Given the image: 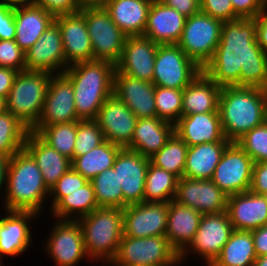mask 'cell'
<instances>
[{
    "label": "cell",
    "instance_id": "obj_1",
    "mask_svg": "<svg viewBox=\"0 0 267 266\" xmlns=\"http://www.w3.org/2000/svg\"><path fill=\"white\" fill-rule=\"evenodd\" d=\"M257 18L223 22L220 42L202 71L218 86L267 90V53L257 41Z\"/></svg>",
    "mask_w": 267,
    "mask_h": 266
},
{
    "label": "cell",
    "instance_id": "obj_2",
    "mask_svg": "<svg viewBox=\"0 0 267 266\" xmlns=\"http://www.w3.org/2000/svg\"><path fill=\"white\" fill-rule=\"evenodd\" d=\"M219 113L224 136L236 142L267 121V90L259 87H221Z\"/></svg>",
    "mask_w": 267,
    "mask_h": 266
},
{
    "label": "cell",
    "instance_id": "obj_3",
    "mask_svg": "<svg viewBox=\"0 0 267 266\" xmlns=\"http://www.w3.org/2000/svg\"><path fill=\"white\" fill-rule=\"evenodd\" d=\"M50 189L33 157L25 150L15 153L9 161L3 209L31 211L41 216Z\"/></svg>",
    "mask_w": 267,
    "mask_h": 266
},
{
    "label": "cell",
    "instance_id": "obj_4",
    "mask_svg": "<svg viewBox=\"0 0 267 266\" xmlns=\"http://www.w3.org/2000/svg\"><path fill=\"white\" fill-rule=\"evenodd\" d=\"M115 65L108 61L79 62L63 74L71 81L77 116L96 119L105 100L113 94Z\"/></svg>",
    "mask_w": 267,
    "mask_h": 266
},
{
    "label": "cell",
    "instance_id": "obj_5",
    "mask_svg": "<svg viewBox=\"0 0 267 266\" xmlns=\"http://www.w3.org/2000/svg\"><path fill=\"white\" fill-rule=\"evenodd\" d=\"M76 221L90 261L111 263L123 237V208L99 207Z\"/></svg>",
    "mask_w": 267,
    "mask_h": 266
},
{
    "label": "cell",
    "instance_id": "obj_6",
    "mask_svg": "<svg viewBox=\"0 0 267 266\" xmlns=\"http://www.w3.org/2000/svg\"><path fill=\"white\" fill-rule=\"evenodd\" d=\"M52 74L22 70L17 73L6 97V109L31 130L40 118Z\"/></svg>",
    "mask_w": 267,
    "mask_h": 266
},
{
    "label": "cell",
    "instance_id": "obj_7",
    "mask_svg": "<svg viewBox=\"0 0 267 266\" xmlns=\"http://www.w3.org/2000/svg\"><path fill=\"white\" fill-rule=\"evenodd\" d=\"M109 266H179V254L165 235L154 237L123 236Z\"/></svg>",
    "mask_w": 267,
    "mask_h": 266
},
{
    "label": "cell",
    "instance_id": "obj_8",
    "mask_svg": "<svg viewBox=\"0 0 267 266\" xmlns=\"http://www.w3.org/2000/svg\"><path fill=\"white\" fill-rule=\"evenodd\" d=\"M80 12L85 17L94 60L116 65L121 58L127 36L111 20L104 6L83 7Z\"/></svg>",
    "mask_w": 267,
    "mask_h": 266
},
{
    "label": "cell",
    "instance_id": "obj_9",
    "mask_svg": "<svg viewBox=\"0 0 267 266\" xmlns=\"http://www.w3.org/2000/svg\"><path fill=\"white\" fill-rule=\"evenodd\" d=\"M222 25V21L202 12L187 17L177 45L203 68L214 56Z\"/></svg>",
    "mask_w": 267,
    "mask_h": 266
},
{
    "label": "cell",
    "instance_id": "obj_10",
    "mask_svg": "<svg viewBox=\"0 0 267 266\" xmlns=\"http://www.w3.org/2000/svg\"><path fill=\"white\" fill-rule=\"evenodd\" d=\"M234 231L226 211L202 215L199 227L190 244L179 254V262L183 264L188 254L200 257L210 266L220 255L223 246ZM189 252V253H188Z\"/></svg>",
    "mask_w": 267,
    "mask_h": 266
},
{
    "label": "cell",
    "instance_id": "obj_11",
    "mask_svg": "<svg viewBox=\"0 0 267 266\" xmlns=\"http://www.w3.org/2000/svg\"><path fill=\"white\" fill-rule=\"evenodd\" d=\"M153 70L155 86L182 90L202 72L177 44L158 45Z\"/></svg>",
    "mask_w": 267,
    "mask_h": 266
},
{
    "label": "cell",
    "instance_id": "obj_12",
    "mask_svg": "<svg viewBox=\"0 0 267 266\" xmlns=\"http://www.w3.org/2000/svg\"><path fill=\"white\" fill-rule=\"evenodd\" d=\"M254 161L236 143L232 142L224 151L216 166L212 181L227 196L250 190Z\"/></svg>",
    "mask_w": 267,
    "mask_h": 266
},
{
    "label": "cell",
    "instance_id": "obj_13",
    "mask_svg": "<svg viewBox=\"0 0 267 266\" xmlns=\"http://www.w3.org/2000/svg\"><path fill=\"white\" fill-rule=\"evenodd\" d=\"M55 221L47 241L43 242L45 253L55 266H77L85 258L89 261L79 223L73 220Z\"/></svg>",
    "mask_w": 267,
    "mask_h": 266
},
{
    "label": "cell",
    "instance_id": "obj_14",
    "mask_svg": "<svg viewBox=\"0 0 267 266\" xmlns=\"http://www.w3.org/2000/svg\"><path fill=\"white\" fill-rule=\"evenodd\" d=\"M80 120L76 113L71 81L64 74H53L49 81L40 118L30 131L37 133L43 126Z\"/></svg>",
    "mask_w": 267,
    "mask_h": 266
},
{
    "label": "cell",
    "instance_id": "obj_15",
    "mask_svg": "<svg viewBox=\"0 0 267 266\" xmlns=\"http://www.w3.org/2000/svg\"><path fill=\"white\" fill-rule=\"evenodd\" d=\"M168 203L141 202L123 208V236L154 237L166 234Z\"/></svg>",
    "mask_w": 267,
    "mask_h": 266
},
{
    "label": "cell",
    "instance_id": "obj_16",
    "mask_svg": "<svg viewBox=\"0 0 267 266\" xmlns=\"http://www.w3.org/2000/svg\"><path fill=\"white\" fill-rule=\"evenodd\" d=\"M227 200L228 196L211 179L182 177L177 182L174 201L202 215L226 211Z\"/></svg>",
    "mask_w": 267,
    "mask_h": 266
},
{
    "label": "cell",
    "instance_id": "obj_17",
    "mask_svg": "<svg viewBox=\"0 0 267 266\" xmlns=\"http://www.w3.org/2000/svg\"><path fill=\"white\" fill-rule=\"evenodd\" d=\"M150 159L136 151L122 148L113 165L123 193V208L144 202L146 172Z\"/></svg>",
    "mask_w": 267,
    "mask_h": 266
},
{
    "label": "cell",
    "instance_id": "obj_18",
    "mask_svg": "<svg viewBox=\"0 0 267 266\" xmlns=\"http://www.w3.org/2000/svg\"><path fill=\"white\" fill-rule=\"evenodd\" d=\"M95 120L105 140L126 148L131 143L138 119L115 94H112L99 109Z\"/></svg>",
    "mask_w": 267,
    "mask_h": 266
},
{
    "label": "cell",
    "instance_id": "obj_19",
    "mask_svg": "<svg viewBox=\"0 0 267 266\" xmlns=\"http://www.w3.org/2000/svg\"><path fill=\"white\" fill-rule=\"evenodd\" d=\"M158 45L144 35L127 36L115 69L129 77L152 83Z\"/></svg>",
    "mask_w": 267,
    "mask_h": 266
},
{
    "label": "cell",
    "instance_id": "obj_20",
    "mask_svg": "<svg viewBox=\"0 0 267 266\" xmlns=\"http://www.w3.org/2000/svg\"><path fill=\"white\" fill-rule=\"evenodd\" d=\"M25 70L63 74L65 54L59 26L53 22L34 45L25 52Z\"/></svg>",
    "mask_w": 267,
    "mask_h": 266
},
{
    "label": "cell",
    "instance_id": "obj_21",
    "mask_svg": "<svg viewBox=\"0 0 267 266\" xmlns=\"http://www.w3.org/2000/svg\"><path fill=\"white\" fill-rule=\"evenodd\" d=\"M60 29L65 54V70L79 62L93 61V49L85 17L81 12L62 15L54 21Z\"/></svg>",
    "mask_w": 267,
    "mask_h": 266
},
{
    "label": "cell",
    "instance_id": "obj_22",
    "mask_svg": "<svg viewBox=\"0 0 267 266\" xmlns=\"http://www.w3.org/2000/svg\"><path fill=\"white\" fill-rule=\"evenodd\" d=\"M113 94L136 115L137 119L157 117L153 83L129 77L115 69Z\"/></svg>",
    "mask_w": 267,
    "mask_h": 266
},
{
    "label": "cell",
    "instance_id": "obj_23",
    "mask_svg": "<svg viewBox=\"0 0 267 266\" xmlns=\"http://www.w3.org/2000/svg\"><path fill=\"white\" fill-rule=\"evenodd\" d=\"M4 216L0 218V257L20 256L33 242L29 223L39 215L31 211L6 210Z\"/></svg>",
    "mask_w": 267,
    "mask_h": 266
},
{
    "label": "cell",
    "instance_id": "obj_24",
    "mask_svg": "<svg viewBox=\"0 0 267 266\" xmlns=\"http://www.w3.org/2000/svg\"><path fill=\"white\" fill-rule=\"evenodd\" d=\"M226 212L234 230L258 229L267 225V196L250 190L230 195Z\"/></svg>",
    "mask_w": 267,
    "mask_h": 266
},
{
    "label": "cell",
    "instance_id": "obj_25",
    "mask_svg": "<svg viewBox=\"0 0 267 266\" xmlns=\"http://www.w3.org/2000/svg\"><path fill=\"white\" fill-rule=\"evenodd\" d=\"M175 133L188 147L213 142H230L224 136L219 112L181 116L175 124Z\"/></svg>",
    "mask_w": 267,
    "mask_h": 266
},
{
    "label": "cell",
    "instance_id": "obj_26",
    "mask_svg": "<svg viewBox=\"0 0 267 266\" xmlns=\"http://www.w3.org/2000/svg\"><path fill=\"white\" fill-rule=\"evenodd\" d=\"M186 18L159 0H153L148 11L144 36L157 44H177Z\"/></svg>",
    "mask_w": 267,
    "mask_h": 266
},
{
    "label": "cell",
    "instance_id": "obj_27",
    "mask_svg": "<svg viewBox=\"0 0 267 266\" xmlns=\"http://www.w3.org/2000/svg\"><path fill=\"white\" fill-rule=\"evenodd\" d=\"M24 149L36 161L49 189L71 168V160L52 148L37 133L29 131Z\"/></svg>",
    "mask_w": 267,
    "mask_h": 266
},
{
    "label": "cell",
    "instance_id": "obj_28",
    "mask_svg": "<svg viewBox=\"0 0 267 266\" xmlns=\"http://www.w3.org/2000/svg\"><path fill=\"white\" fill-rule=\"evenodd\" d=\"M202 214L193 208L171 200L168 203L166 238L171 247L180 254L192 241Z\"/></svg>",
    "mask_w": 267,
    "mask_h": 266
},
{
    "label": "cell",
    "instance_id": "obj_29",
    "mask_svg": "<svg viewBox=\"0 0 267 266\" xmlns=\"http://www.w3.org/2000/svg\"><path fill=\"white\" fill-rule=\"evenodd\" d=\"M175 133V125L157 117L138 119L131 143L126 147L150 158Z\"/></svg>",
    "mask_w": 267,
    "mask_h": 266
},
{
    "label": "cell",
    "instance_id": "obj_30",
    "mask_svg": "<svg viewBox=\"0 0 267 266\" xmlns=\"http://www.w3.org/2000/svg\"><path fill=\"white\" fill-rule=\"evenodd\" d=\"M54 21L46 10L31 3L14 8L15 42L26 52Z\"/></svg>",
    "mask_w": 267,
    "mask_h": 266
},
{
    "label": "cell",
    "instance_id": "obj_31",
    "mask_svg": "<svg viewBox=\"0 0 267 266\" xmlns=\"http://www.w3.org/2000/svg\"><path fill=\"white\" fill-rule=\"evenodd\" d=\"M153 0H107L104 8L126 36L144 35Z\"/></svg>",
    "mask_w": 267,
    "mask_h": 266
},
{
    "label": "cell",
    "instance_id": "obj_32",
    "mask_svg": "<svg viewBox=\"0 0 267 266\" xmlns=\"http://www.w3.org/2000/svg\"><path fill=\"white\" fill-rule=\"evenodd\" d=\"M221 87L203 71L183 89L182 116L219 112Z\"/></svg>",
    "mask_w": 267,
    "mask_h": 266
},
{
    "label": "cell",
    "instance_id": "obj_33",
    "mask_svg": "<svg viewBox=\"0 0 267 266\" xmlns=\"http://www.w3.org/2000/svg\"><path fill=\"white\" fill-rule=\"evenodd\" d=\"M231 143L213 142L188 147L183 177L212 179L216 166Z\"/></svg>",
    "mask_w": 267,
    "mask_h": 266
},
{
    "label": "cell",
    "instance_id": "obj_34",
    "mask_svg": "<svg viewBox=\"0 0 267 266\" xmlns=\"http://www.w3.org/2000/svg\"><path fill=\"white\" fill-rule=\"evenodd\" d=\"M256 258L251 231L234 230L210 266H253Z\"/></svg>",
    "mask_w": 267,
    "mask_h": 266
},
{
    "label": "cell",
    "instance_id": "obj_35",
    "mask_svg": "<svg viewBox=\"0 0 267 266\" xmlns=\"http://www.w3.org/2000/svg\"><path fill=\"white\" fill-rule=\"evenodd\" d=\"M98 204L92 183L89 181L82 188L64 196L52 209L51 215L57 220H73L92 213ZM73 214V215H72Z\"/></svg>",
    "mask_w": 267,
    "mask_h": 266
},
{
    "label": "cell",
    "instance_id": "obj_36",
    "mask_svg": "<svg viewBox=\"0 0 267 266\" xmlns=\"http://www.w3.org/2000/svg\"><path fill=\"white\" fill-rule=\"evenodd\" d=\"M122 147L105 140L82 156H77L71 161V167L88 181L104 170L112 168L115 159Z\"/></svg>",
    "mask_w": 267,
    "mask_h": 266
},
{
    "label": "cell",
    "instance_id": "obj_37",
    "mask_svg": "<svg viewBox=\"0 0 267 266\" xmlns=\"http://www.w3.org/2000/svg\"><path fill=\"white\" fill-rule=\"evenodd\" d=\"M179 178L149 163L144 187L145 202L169 203L174 200Z\"/></svg>",
    "mask_w": 267,
    "mask_h": 266
},
{
    "label": "cell",
    "instance_id": "obj_38",
    "mask_svg": "<svg viewBox=\"0 0 267 266\" xmlns=\"http://www.w3.org/2000/svg\"><path fill=\"white\" fill-rule=\"evenodd\" d=\"M188 146L174 133L167 143L152 157L150 163L173 173L179 179L183 177Z\"/></svg>",
    "mask_w": 267,
    "mask_h": 266
},
{
    "label": "cell",
    "instance_id": "obj_39",
    "mask_svg": "<svg viewBox=\"0 0 267 266\" xmlns=\"http://www.w3.org/2000/svg\"><path fill=\"white\" fill-rule=\"evenodd\" d=\"M29 131L11 112L0 114V154L11 158L23 150Z\"/></svg>",
    "mask_w": 267,
    "mask_h": 266
},
{
    "label": "cell",
    "instance_id": "obj_40",
    "mask_svg": "<svg viewBox=\"0 0 267 266\" xmlns=\"http://www.w3.org/2000/svg\"><path fill=\"white\" fill-rule=\"evenodd\" d=\"M98 207L123 208V193L114 168L104 170L91 181Z\"/></svg>",
    "mask_w": 267,
    "mask_h": 266
},
{
    "label": "cell",
    "instance_id": "obj_41",
    "mask_svg": "<svg viewBox=\"0 0 267 266\" xmlns=\"http://www.w3.org/2000/svg\"><path fill=\"white\" fill-rule=\"evenodd\" d=\"M76 132L77 121H74L43 126L37 134L52 148L72 161L74 159Z\"/></svg>",
    "mask_w": 267,
    "mask_h": 266
},
{
    "label": "cell",
    "instance_id": "obj_42",
    "mask_svg": "<svg viewBox=\"0 0 267 266\" xmlns=\"http://www.w3.org/2000/svg\"><path fill=\"white\" fill-rule=\"evenodd\" d=\"M156 116L176 124L182 116L183 90L155 86Z\"/></svg>",
    "mask_w": 267,
    "mask_h": 266
},
{
    "label": "cell",
    "instance_id": "obj_43",
    "mask_svg": "<svg viewBox=\"0 0 267 266\" xmlns=\"http://www.w3.org/2000/svg\"><path fill=\"white\" fill-rule=\"evenodd\" d=\"M104 141L103 132L95 119L77 121L74 158L85 155Z\"/></svg>",
    "mask_w": 267,
    "mask_h": 266
},
{
    "label": "cell",
    "instance_id": "obj_44",
    "mask_svg": "<svg viewBox=\"0 0 267 266\" xmlns=\"http://www.w3.org/2000/svg\"><path fill=\"white\" fill-rule=\"evenodd\" d=\"M236 143L254 163L267 161V121L245 133Z\"/></svg>",
    "mask_w": 267,
    "mask_h": 266
},
{
    "label": "cell",
    "instance_id": "obj_45",
    "mask_svg": "<svg viewBox=\"0 0 267 266\" xmlns=\"http://www.w3.org/2000/svg\"><path fill=\"white\" fill-rule=\"evenodd\" d=\"M88 182L86 178L71 167L50 189L49 198L52 197L53 199H51L52 204L49 208L52 209L64 196L82 188Z\"/></svg>",
    "mask_w": 267,
    "mask_h": 266
},
{
    "label": "cell",
    "instance_id": "obj_46",
    "mask_svg": "<svg viewBox=\"0 0 267 266\" xmlns=\"http://www.w3.org/2000/svg\"><path fill=\"white\" fill-rule=\"evenodd\" d=\"M0 67L25 70V52L15 40H0Z\"/></svg>",
    "mask_w": 267,
    "mask_h": 266
},
{
    "label": "cell",
    "instance_id": "obj_47",
    "mask_svg": "<svg viewBox=\"0 0 267 266\" xmlns=\"http://www.w3.org/2000/svg\"><path fill=\"white\" fill-rule=\"evenodd\" d=\"M200 12L222 22L239 19L234 12L231 0H200Z\"/></svg>",
    "mask_w": 267,
    "mask_h": 266
},
{
    "label": "cell",
    "instance_id": "obj_48",
    "mask_svg": "<svg viewBox=\"0 0 267 266\" xmlns=\"http://www.w3.org/2000/svg\"><path fill=\"white\" fill-rule=\"evenodd\" d=\"M30 3L46 10L54 18L80 12L77 0H30Z\"/></svg>",
    "mask_w": 267,
    "mask_h": 266
},
{
    "label": "cell",
    "instance_id": "obj_49",
    "mask_svg": "<svg viewBox=\"0 0 267 266\" xmlns=\"http://www.w3.org/2000/svg\"><path fill=\"white\" fill-rule=\"evenodd\" d=\"M235 14L239 18H257L265 10L267 0H231Z\"/></svg>",
    "mask_w": 267,
    "mask_h": 266
},
{
    "label": "cell",
    "instance_id": "obj_50",
    "mask_svg": "<svg viewBox=\"0 0 267 266\" xmlns=\"http://www.w3.org/2000/svg\"><path fill=\"white\" fill-rule=\"evenodd\" d=\"M14 8L0 5V40H15Z\"/></svg>",
    "mask_w": 267,
    "mask_h": 266
},
{
    "label": "cell",
    "instance_id": "obj_51",
    "mask_svg": "<svg viewBox=\"0 0 267 266\" xmlns=\"http://www.w3.org/2000/svg\"><path fill=\"white\" fill-rule=\"evenodd\" d=\"M250 191L267 196V161L254 163Z\"/></svg>",
    "mask_w": 267,
    "mask_h": 266
},
{
    "label": "cell",
    "instance_id": "obj_52",
    "mask_svg": "<svg viewBox=\"0 0 267 266\" xmlns=\"http://www.w3.org/2000/svg\"><path fill=\"white\" fill-rule=\"evenodd\" d=\"M164 5L175 9L185 17H190L200 12V0H159Z\"/></svg>",
    "mask_w": 267,
    "mask_h": 266
},
{
    "label": "cell",
    "instance_id": "obj_53",
    "mask_svg": "<svg viewBox=\"0 0 267 266\" xmlns=\"http://www.w3.org/2000/svg\"><path fill=\"white\" fill-rule=\"evenodd\" d=\"M257 257L267 255V225L251 230Z\"/></svg>",
    "mask_w": 267,
    "mask_h": 266
},
{
    "label": "cell",
    "instance_id": "obj_54",
    "mask_svg": "<svg viewBox=\"0 0 267 266\" xmlns=\"http://www.w3.org/2000/svg\"><path fill=\"white\" fill-rule=\"evenodd\" d=\"M18 71L7 68L0 67V96L7 97L9 91L13 86L14 79L17 75Z\"/></svg>",
    "mask_w": 267,
    "mask_h": 266
},
{
    "label": "cell",
    "instance_id": "obj_55",
    "mask_svg": "<svg viewBox=\"0 0 267 266\" xmlns=\"http://www.w3.org/2000/svg\"><path fill=\"white\" fill-rule=\"evenodd\" d=\"M256 37L261 49L267 53V6L264 12L257 17Z\"/></svg>",
    "mask_w": 267,
    "mask_h": 266
},
{
    "label": "cell",
    "instance_id": "obj_56",
    "mask_svg": "<svg viewBox=\"0 0 267 266\" xmlns=\"http://www.w3.org/2000/svg\"><path fill=\"white\" fill-rule=\"evenodd\" d=\"M9 161H10V158L6 157L5 155L0 154V193L2 190L3 191L5 190L6 176H7Z\"/></svg>",
    "mask_w": 267,
    "mask_h": 266
},
{
    "label": "cell",
    "instance_id": "obj_57",
    "mask_svg": "<svg viewBox=\"0 0 267 266\" xmlns=\"http://www.w3.org/2000/svg\"><path fill=\"white\" fill-rule=\"evenodd\" d=\"M106 2L107 0H77V3L81 8L104 6Z\"/></svg>",
    "mask_w": 267,
    "mask_h": 266
},
{
    "label": "cell",
    "instance_id": "obj_58",
    "mask_svg": "<svg viewBox=\"0 0 267 266\" xmlns=\"http://www.w3.org/2000/svg\"><path fill=\"white\" fill-rule=\"evenodd\" d=\"M30 4V0H0V5H7L13 8Z\"/></svg>",
    "mask_w": 267,
    "mask_h": 266
},
{
    "label": "cell",
    "instance_id": "obj_59",
    "mask_svg": "<svg viewBox=\"0 0 267 266\" xmlns=\"http://www.w3.org/2000/svg\"><path fill=\"white\" fill-rule=\"evenodd\" d=\"M253 266H267V255L257 257Z\"/></svg>",
    "mask_w": 267,
    "mask_h": 266
},
{
    "label": "cell",
    "instance_id": "obj_60",
    "mask_svg": "<svg viewBox=\"0 0 267 266\" xmlns=\"http://www.w3.org/2000/svg\"><path fill=\"white\" fill-rule=\"evenodd\" d=\"M6 111V98L0 96V114L5 113Z\"/></svg>",
    "mask_w": 267,
    "mask_h": 266
},
{
    "label": "cell",
    "instance_id": "obj_61",
    "mask_svg": "<svg viewBox=\"0 0 267 266\" xmlns=\"http://www.w3.org/2000/svg\"><path fill=\"white\" fill-rule=\"evenodd\" d=\"M2 257H0V266H3V264H2Z\"/></svg>",
    "mask_w": 267,
    "mask_h": 266
}]
</instances>
